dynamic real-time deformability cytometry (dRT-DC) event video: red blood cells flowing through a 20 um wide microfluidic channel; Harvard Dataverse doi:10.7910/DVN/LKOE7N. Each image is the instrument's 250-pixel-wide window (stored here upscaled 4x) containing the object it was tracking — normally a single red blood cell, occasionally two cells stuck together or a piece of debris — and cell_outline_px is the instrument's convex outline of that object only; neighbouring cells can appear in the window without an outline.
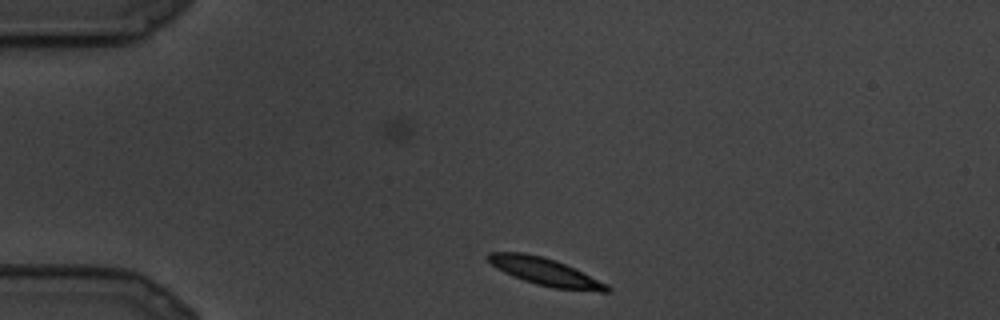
{"species": "common noctule bat (a hibernating species)", "species_latin": "Nyctalus noctula", "temperature_condition": "cold", "stored_images_in_passage": 2, "camera_frame_rate_fps": 3000, "um_per_image_px": 0.085, "animal": {"sex": "male", "body_mass_g": 19.5, "forearm_length_mm": 54.6}, "frame": {"image": 1, "passage_image": 2, "time_ms": 0.333, "image_size_px": [1000, 320], "cell_outline_px": [[612, 288], [608, 292], [600, 292], [556, 288], [536, 284], [524, 280], [504, 272], [496, 268], [484, 256], [488, 252], [524, 252], [544, 256], [556, 260], [608, 284]], "centroid_in_image_um": [46.33, 23.09], "position_along_channel_um": 38.7, "area_um2": 19.02}}